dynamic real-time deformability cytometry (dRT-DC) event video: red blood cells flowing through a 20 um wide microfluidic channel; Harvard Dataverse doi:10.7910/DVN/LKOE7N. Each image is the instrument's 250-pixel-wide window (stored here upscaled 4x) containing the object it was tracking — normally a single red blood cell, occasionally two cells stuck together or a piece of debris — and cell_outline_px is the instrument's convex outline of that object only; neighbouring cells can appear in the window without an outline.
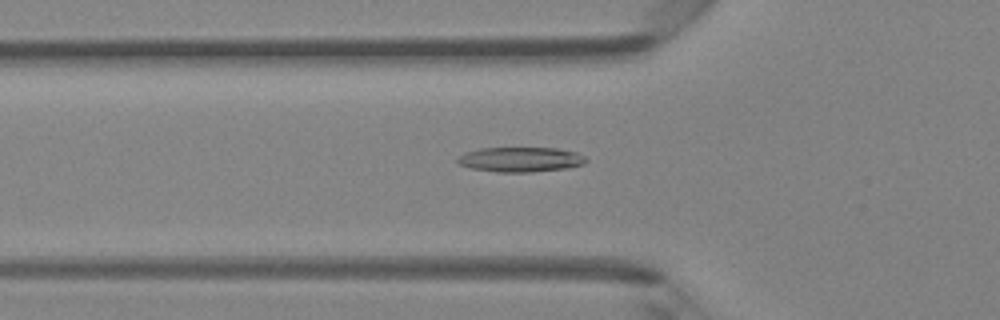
{"species": "Egyptian fruit bat (a non-hibernating species)", "species_latin": "Rousettus aegyptiacus", "temperature_condition": "room temperature", "stored_images_in_passage": 41, "camera_frame_rate_fps": 3000, "um_per_image_px": 0.085, "animal": {"sex": "female"}, "frame": {"image": 1, "passage_image": 10, "time_ms": 3.0, "image_size_px": [1000, 320], "cell_outline_px": [[588, 160], [584, 164], [568, 168], [532, 172], [496, 172], [472, 168], [460, 164], [456, 160], [464, 152], [480, 148], [556, 148], [576, 152], [584, 156]], "centroid_in_image_um": [44.26, 13.55], "position_along_channel_um": 81.5, "area_um2": 18.61}}
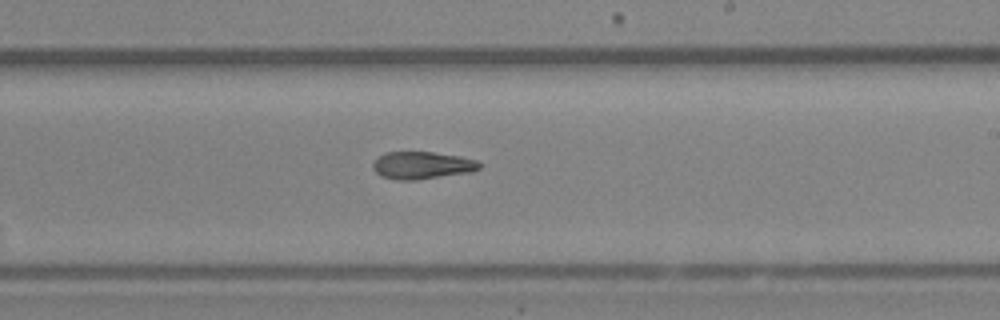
{"frame": {"image": 2, "passage_image": 22, "time_ms": 7.0, "image_size_px": [1000, 320], "cell_outline_px": [[480, 168], [472, 172], [416, 180], [396, 180], [380, 176], [372, 168], [372, 164], [384, 152], [432, 152], [460, 156], [480, 160]], "centroid_in_image_um": [35.9, 14.05], "position_along_channel_um": 253.1, "area_um2": 17.17}}
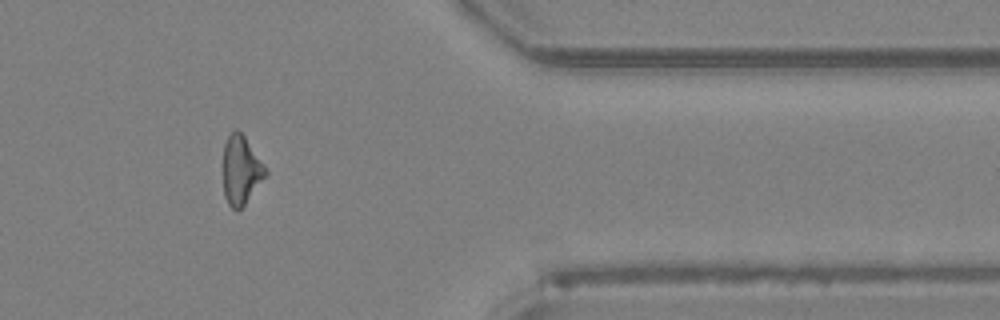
{"frame": {"image": 3, "passage_image": 33, "time_ms": 10.667, "image_size_px": [1000, 320], "cell_outline_px": [[268, 172], [244, 204], [240, 208], [232, 208], [228, 204], [224, 196], [224, 144], [228, 136], [236, 128], [244, 136], [264, 164]], "centroid_in_image_um": [20.48, 14.44], "position_along_channel_um": 390.9, "area_um2": 16.47}, "authors_computed_cell_mechanics": {"area_um2": 17.4556, "velocity_mm_per_s": 4.3099, "shape_relaxation_time_tau1_ms": null, "shape_relaxation_time_tau2_ms": 7.2455, "deformation_change_tau1": null, "deformation_change_tau2": 0.1866}}